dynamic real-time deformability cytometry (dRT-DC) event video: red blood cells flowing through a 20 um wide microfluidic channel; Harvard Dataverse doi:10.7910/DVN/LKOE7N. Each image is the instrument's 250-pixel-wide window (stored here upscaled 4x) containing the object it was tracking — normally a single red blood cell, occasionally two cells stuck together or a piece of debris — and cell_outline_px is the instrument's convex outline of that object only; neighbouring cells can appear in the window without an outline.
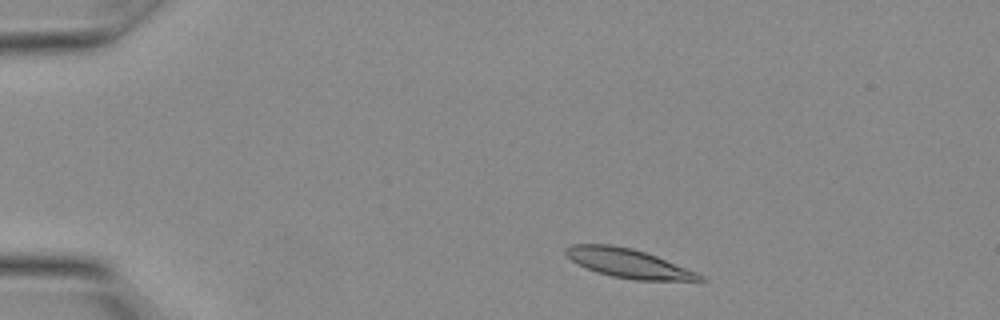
{"species": "Egyptian fruit bat (a non-hibernating species)", "species_latin": "Rousettus aegyptiacus", "temperature_condition": "warm", "stored_images_in_passage": 14, "camera_frame_rate_fps": 3000, "um_per_image_px": 0.085, "animal": {"sex": "female"}, "frame": {"image": 1, "passage_image": 3, "time_ms": 0.667, "image_size_px": [1000, 320], "cell_outline_px": [[704, 280], [636, 280], [612, 276], [596, 272], [576, 264], [564, 252], [564, 248], [572, 244], [612, 244], [632, 248], [656, 256], [696, 272], [704, 276]], "centroid_in_image_um": [53.34, 22.36], "position_along_channel_um": 31.7, "area_um2": 22.43}}
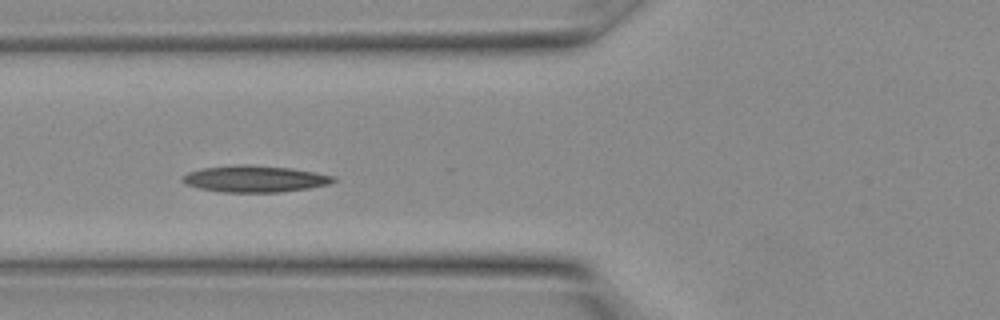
{"frame": {"image": 2, "passage_image": 9, "time_ms": 2.667, "image_size_px": [1000, 320], "cell_outline_px": [[336, 180], [328, 184], [308, 188], [280, 192], [224, 192], [200, 188], [184, 184], [180, 180], [188, 172], [204, 168], [240, 164], [252, 164], [292, 168], [316, 172], [336, 176]], "centroid_in_image_um": [21.68, 15.19], "position_along_channel_um": 104.1, "area_um2": 23.41}}
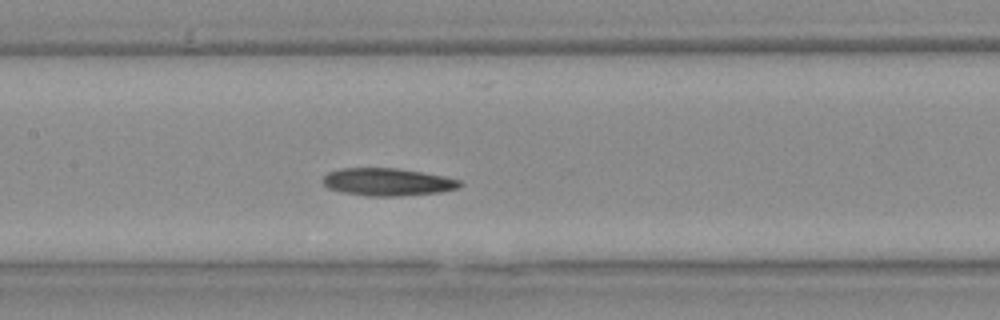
{"frame": {"image": 3, "passage_image": 12, "time_ms": 3.667, "image_size_px": [1000, 320], "cell_outline_px": [[464, 184], [456, 188], [440, 192], [400, 196], [368, 196], [340, 192], [328, 188], [320, 180], [328, 172], [340, 168], [396, 168], [444, 176], [460, 180]], "centroid_in_image_um": [32.9, 15.47], "position_along_channel_um": 174.5, "area_um2": 22.08}}